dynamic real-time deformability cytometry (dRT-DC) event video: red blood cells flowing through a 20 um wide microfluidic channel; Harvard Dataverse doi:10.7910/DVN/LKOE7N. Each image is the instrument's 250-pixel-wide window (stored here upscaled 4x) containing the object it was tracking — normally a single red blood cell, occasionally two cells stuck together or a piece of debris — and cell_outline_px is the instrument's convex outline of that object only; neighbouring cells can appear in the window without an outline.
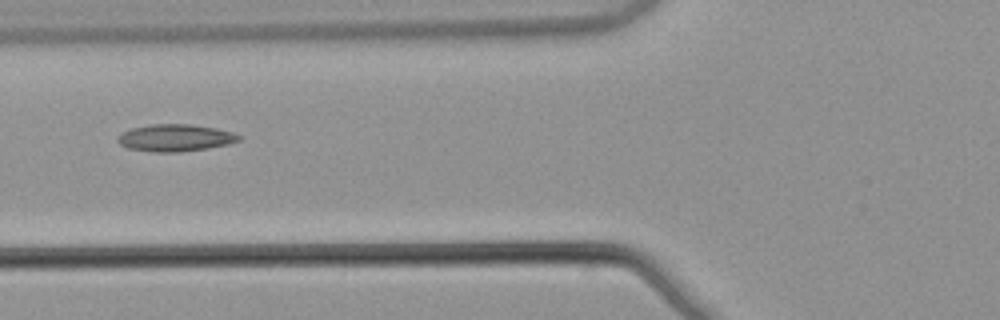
{"species": "common noctule bat (a hibernating species)", "species_latin": "Nyctalus noctula", "temperature_condition": "warm", "stored_images_in_passage": 5, "camera_frame_rate_fps": 3000, "um_per_image_px": 0.085, "animal": {"sex": "male", "body_mass_g": 21.5, "forearm_length_mm": 52.0}, "frame": {"image": 1, "passage_image": 5, "time_ms": 1.333, "image_size_px": [1000, 320], "cell_outline_px": [[244, 136], [240, 140], [228, 144], [208, 148], [176, 152], [152, 152], [128, 148], [120, 144], [116, 140], [124, 132], [132, 128], [152, 124], [188, 124], [216, 128], [232, 132]], "centroid_in_image_um": [14.93, 11.72], "position_along_channel_um": 110.9, "area_um2": 19.02}}